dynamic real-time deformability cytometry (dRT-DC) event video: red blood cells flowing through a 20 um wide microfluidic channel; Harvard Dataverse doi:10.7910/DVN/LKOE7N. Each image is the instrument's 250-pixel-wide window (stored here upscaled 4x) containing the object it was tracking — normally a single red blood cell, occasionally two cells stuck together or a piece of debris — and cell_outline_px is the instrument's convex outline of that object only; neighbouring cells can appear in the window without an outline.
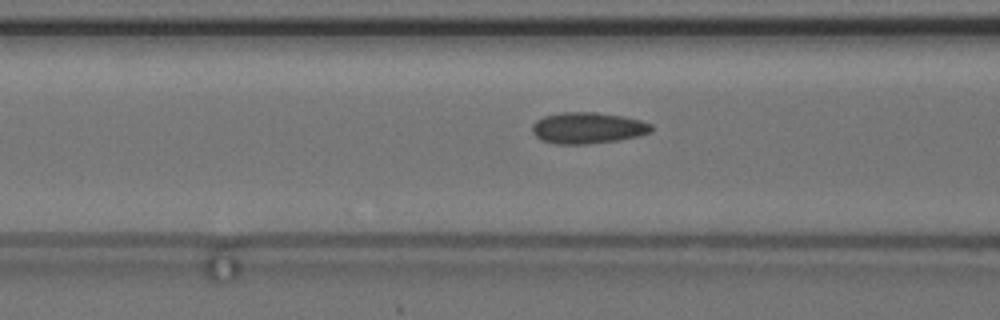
{"species": "common noctule bat (a hibernating species)", "species_latin": "Nyctalus noctula", "temperature_condition": "cold", "stored_images_in_passage": 57, "camera_frame_rate_fps": 3000, "um_per_image_px": 0.085, "animal": {"sex": "female", "body_mass_g": 24.6, "forearm_length_mm": 56.2}, "frame": {"image": 1, "passage_image": 23, "time_ms": 7.333, "image_size_px": [1000, 320], "cell_outline_px": [[652, 132], [640, 136], [620, 140], [584, 144], [556, 144], [540, 140], [532, 132], [532, 124], [536, 120], [544, 116], [560, 112], [596, 112], [624, 116], [640, 120], [652, 124]], "centroid_in_image_um": [49.96, 10.87], "position_along_channel_um": 116.6, "area_um2": 21.96}}
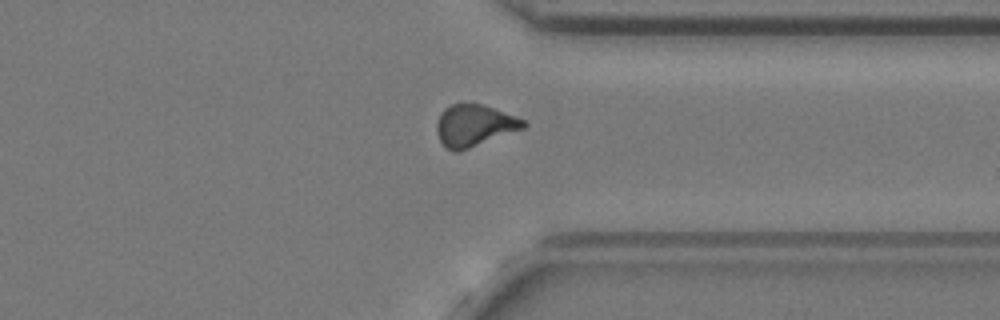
{"frame": {"image": 2, "passage_image": 44, "time_ms": 14.333, "image_size_px": [1000, 320], "cell_outline_px": [[528, 124], [524, 128], [460, 152], [452, 152], [440, 140], [436, 132], [436, 124], [440, 112], [444, 108], [460, 100], [484, 104], [516, 116], [524, 120]], "centroid_in_image_um": [40.29, 10.63], "position_along_channel_um": 371.1, "area_um2": 21.68}}
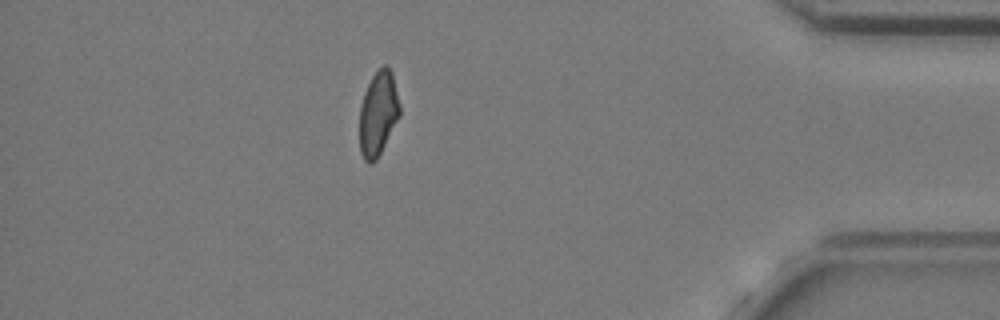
{"frame": {"image": 3, "passage_image": 50, "time_ms": 16.333, "image_size_px": [1000, 320], "cell_outline_px": [[400, 116], [376, 160], [372, 164], [368, 164], [364, 160], [360, 152], [360, 104], [364, 92], [372, 76], [384, 64], [388, 64], [392, 72], [400, 104]], "centroid_in_image_um": [32.15, 9.64], "position_along_channel_um": 403.1, "area_um2": 19.88}, "authors_computed_cell_mechanics": {"area_um2": 20.6924, "velocity_mm_per_s": 3.6563, "shape_relaxation_time_tau1_ms": null, "shape_relaxation_time_tau2_ms": 1.2668, "deformation_change_tau1": null, "deformation_change_tau2": 0.0758}}